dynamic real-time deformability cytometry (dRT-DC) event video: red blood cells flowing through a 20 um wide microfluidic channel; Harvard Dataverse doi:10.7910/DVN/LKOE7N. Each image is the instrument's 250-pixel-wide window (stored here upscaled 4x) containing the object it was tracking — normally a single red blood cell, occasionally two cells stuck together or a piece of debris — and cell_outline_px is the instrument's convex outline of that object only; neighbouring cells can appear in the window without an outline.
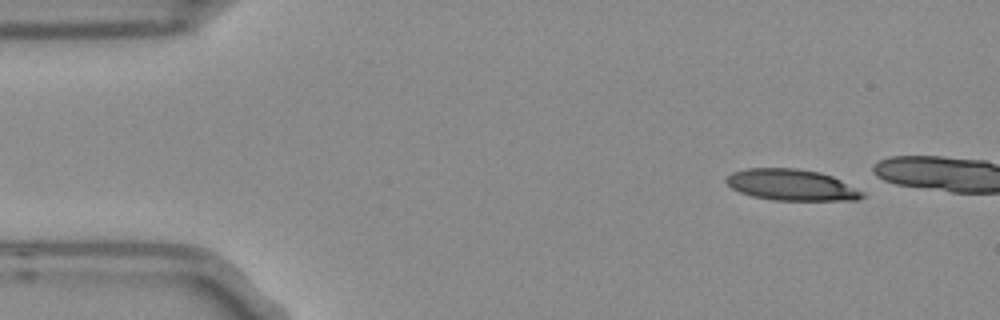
{"species": "Egyptian fruit bat (a non-hibernating species)", "species_latin": "Rousettus aegyptiacus", "temperature_condition": "room temperature", "stored_images_in_passage": 3, "camera_frame_rate_fps": 3000, "um_per_image_px": 0.085, "frame": {"image": 1, "passage_image": 1, "time_ms": 0.0, "image_size_px": [1000, 320], "cell_outline_px": [[868, 196], [860, 200], [772, 200], [752, 196], [740, 192], [732, 188], [724, 180], [732, 172], [744, 168], [796, 168], [820, 172], [832, 176], [864, 192]], "centroid_in_image_um": [67.29, 15.72], "position_along_channel_um": 17.7, "area_um2": 24.91}}